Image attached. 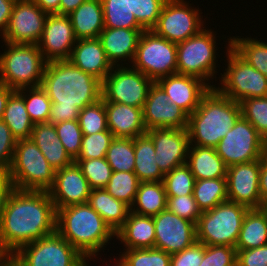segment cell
<instances>
[{"mask_svg": "<svg viewBox=\"0 0 267 266\" xmlns=\"http://www.w3.org/2000/svg\"><path fill=\"white\" fill-rule=\"evenodd\" d=\"M57 211L46 191L13 189L0 221V257L56 232Z\"/></svg>", "mask_w": 267, "mask_h": 266, "instance_id": "cell-1", "label": "cell"}, {"mask_svg": "<svg viewBox=\"0 0 267 266\" xmlns=\"http://www.w3.org/2000/svg\"><path fill=\"white\" fill-rule=\"evenodd\" d=\"M41 87L52 101L48 123L77 120L80 110L102 98V82L69 60L47 62Z\"/></svg>", "mask_w": 267, "mask_h": 266, "instance_id": "cell-2", "label": "cell"}, {"mask_svg": "<svg viewBox=\"0 0 267 266\" xmlns=\"http://www.w3.org/2000/svg\"><path fill=\"white\" fill-rule=\"evenodd\" d=\"M241 116L240 103L211 88L189 115L190 145L215 148Z\"/></svg>", "mask_w": 267, "mask_h": 266, "instance_id": "cell-3", "label": "cell"}, {"mask_svg": "<svg viewBox=\"0 0 267 266\" xmlns=\"http://www.w3.org/2000/svg\"><path fill=\"white\" fill-rule=\"evenodd\" d=\"M56 231L83 256L99 253L116 236L88 203L58 209Z\"/></svg>", "mask_w": 267, "mask_h": 266, "instance_id": "cell-4", "label": "cell"}, {"mask_svg": "<svg viewBox=\"0 0 267 266\" xmlns=\"http://www.w3.org/2000/svg\"><path fill=\"white\" fill-rule=\"evenodd\" d=\"M4 44L8 50L0 54V83L14 90L40 87L47 62L38 45Z\"/></svg>", "mask_w": 267, "mask_h": 266, "instance_id": "cell-5", "label": "cell"}, {"mask_svg": "<svg viewBox=\"0 0 267 266\" xmlns=\"http://www.w3.org/2000/svg\"><path fill=\"white\" fill-rule=\"evenodd\" d=\"M7 175L14 189L48 192L54 184L55 170L35 142L28 138L16 141Z\"/></svg>", "mask_w": 267, "mask_h": 266, "instance_id": "cell-6", "label": "cell"}, {"mask_svg": "<svg viewBox=\"0 0 267 266\" xmlns=\"http://www.w3.org/2000/svg\"><path fill=\"white\" fill-rule=\"evenodd\" d=\"M248 207L229 200L203 211L196 224L197 242L235 247Z\"/></svg>", "mask_w": 267, "mask_h": 266, "instance_id": "cell-7", "label": "cell"}, {"mask_svg": "<svg viewBox=\"0 0 267 266\" xmlns=\"http://www.w3.org/2000/svg\"><path fill=\"white\" fill-rule=\"evenodd\" d=\"M8 260L13 266H83V255L57 231L21 247Z\"/></svg>", "mask_w": 267, "mask_h": 266, "instance_id": "cell-8", "label": "cell"}, {"mask_svg": "<svg viewBox=\"0 0 267 266\" xmlns=\"http://www.w3.org/2000/svg\"><path fill=\"white\" fill-rule=\"evenodd\" d=\"M228 40L227 69L221 77V87L215 88L238 103L248 98L267 96V77L242 59L231 48V38Z\"/></svg>", "mask_w": 267, "mask_h": 266, "instance_id": "cell-9", "label": "cell"}, {"mask_svg": "<svg viewBox=\"0 0 267 266\" xmlns=\"http://www.w3.org/2000/svg\"><path fill=\"white\" fill-rule=\"evenodd\" d=\"M212 29L177 43V74L190 75L208 82L217 73L216 37ZM217 61V62H216Z\"/></svg>", "mask_w": 267, "mask_h": 266, "instance_id": "cell-10", "label": "cell"}, {"mask_svg": "<svg viewBox=\"0 0 267 266\" xmlns=\"http://www.w3.org/2000/svg\"><path fill=\"white\" fill-rule=\"evenodd\" d=\"M177 44L158 36L153 30H144L132 62L133 68L153 82L177 74Z\"/></svg>", "mask_w": 267, "mask_h": 266, "instance_id": "cell-11", "label": "cell"}, {"mask_svg": "<svg viewBox=\"0 0 267 266\" xmlns=\"http://www.w3.org/2000/svg\"><path fill=\"white\" fill-rule=\"evenodd\" d=\"M227 167L259 160L267 152V141L242 115L215 147Z\"/></svg>", "mask_w": 267, "mask_h": 266, "instance_id": "cell-12", "label": "cell"}, {"mask_svg": "<svg viewBox=\"0 0 267 266\" xmlns=\"http://www.w3.org/2000/svg\"><path fill=\"white\" fill-rule=\"evenodd\" d=\"M130 67L128 63H122L112 68L102 81V99L143 108L150 86L154 82L142 72Z\"/></svg>", "mask_w": 267, "mask_h": 266, "instance_id": "cell-13", "label": "cell"}, {"mask_svg": "<svg viewBox=\"0 0 267 266\" xmlns=\"http://www.w3.org/2000/svg\"><path fill=\"white\" fill-rule=\"evenodd\" d=\"M184 0H167L161 10L157 25L152 29L173 43L185 41L198 34L204 27L199 8L195 9ZM193 8V9H192Z\"/></svg>", "mask_w": 267, "mask_h": 266, "instance_id": "cell-14", "label": "cell"}, {"mask_svg": "<svg viewBox=\"0 0 267 266\" xmlns=\"http://www.w3.org/2000/svg\"><path fill=\"white\" fill-rule=\"evenodd\" d=\"M48 15L33 0H16L3 41L12 44H38Z\"/></svg>", "mask_w": 267, "mask_h": 266, "instance_id": "cell-15", "label": "cell"}, {"mask_svg": "<svg viewBox=\"0 0 267 266\" xmlns=\"http://www.w3.org/2000/svg\"><path fill=\"white\" fill-rule=\"evenodd\" d=\"M153 221L156 249L174 254L197 242L196 223L180 218L167 209L153 216Z\"/></svg>", "mask_w": 267, "mask_h": 266, "instance_id": "cell-16", "label": "cell"}, {"mask_svg": "<svg viewBox=\"0 0 267 266\" xmlns=\"http://www.w3.org/2000/svg\"><path fill=\"white\" fill-rule=\"evenodd\" d=\"M142 114L147 131L154 128L188 127L189 115L177 104H172L169 96L156 82L150 86Z\"/></svg>", "mask_w": 267, "mask_h": 266, "instance_id": "cell-17", "label": "cell"}, {"mask_svg": "<svg viewBox=\"0 0 267 266\" xmlns=\"http://www.w3.org/2000/svg\"><path fill=\"white\" fill-rule=\"evenodd\" d=\"M146 133L154 142L156 163L164 175L187 163L190 147L187 128H154Z\"/></svg>", "mask_w": 267, "mask_h": 266, "instance_id": "cell-18", "label": "cell"}, {"mask_svg": "<svg viewBox=\"0 0 267 266\" xmlns=\"http://www.w3.org/2000/svg\"><path fill=\"white\" fill-rule=\"evenodd\" d=\"M260 169L261 159L228 167L226 175L228 200L249 209H260Z\"/></svg>", "mask_w": 267, "mask_h": 266, "instance_id": "cell-19", "label": "cell"}, {"mask_svg": "<svg viewBox=\"0 0 267 266\" xmlns=\"http://www.w3.org/2000/svg\"><path fill=\"white\" fill-rule=\"evenodd\" d=\"M68 15L49 14L38 47L46 62L69 60L76 43Z\"/></svg>", "mask_w": 267, "mask_h": 266, "instance_id": "cell-20", "label": "cell"}, {"mask_svg": "<svg viewBox=\"0 0 267 266\" xmlns=\"http://www.w3.org/2000/svg\"><path fill=\"white\" fill-rule=\"evenodd\" d=\"M91 190L81 168L73 162L55 171L54 184L48 193L57 211L67 206L87 203Z\"/></svg>", "mask_w": 267, "mask_h": 266, "instance_id": "cell-21", "label": "cell"}, {"mask_svg": "<svg viewBox=\"0 0 267 266\" xmlns=\"http://www.w3.org/2000/svg\"><path fill=\"white\" fill-rule=\"evenodd\" d=\"M156 83L169 96L172 104H177L188 115L199 106L202 97L215 85L190 75L173 74L163 77Z\"/></svg>", "mask_w": 267, "mask_h": 266, "instance_id": "cell-22", "label": "cell"}, {"mask_svg": "<svg viewBox=\"0 0 267 266\" xmlns=\"http://www.w3.org/2000/svg\"><path fill=\"white\" fill-rule=\"evenodd\" d=\"M69 61L101 82L114 67L108 60L99 38L78 39Z\"/></svg>", "mask_w": 267, "mask_h": 266, "instance_id": "cell-23", "label": "cell"}, {"mask_svg": "<svg viewBox=\"0 0 267 266\" xmlns=\"http://www.w3.org/2000/svg\"><path fill=\"white\" fill-rule=\"evenodd\" d=\"M143 31L144 29L128 28H104L101 31L99 39L113 66H119V63L126 62V59L131 66Z\"/></svg>", "mask_w": 267, "mask_h": 266, "instance_id": "cell-24", "label": "cell"}, {"mask_svg": "<svg viewBox=\"0 0 267 266\" xmlns=\"http://www.w3.org/2000/svg\"><path fill=\"white\" fill-rule=\"evenodd\" d=\"M108 130L114 138L134 139L147 132L144 126L142 108L117 102L104 101Z\"/></svg>", "mask_w": 267, "mask_h": 266, "instance_id": "cell-25", "label": "cell"}, {"mask_svg": "<svg viewBox=\"0 0 267 266\" xmlns=\"http://www.w3.org/2000/svg\"><path fill=\"white\" fill-rule=\"evenodd\" d=\"M30 139L35 142L55 171L63 169L74 162L59 140L55 125L50 123H35Z\"/></svg>", "mask_w": 267, "mask_h": 266, "instance_id": "cell-26", "label": "cell"}, {"mask_svg": "<svg viewBox=\"0 0 267 266\" xmlns=\"http://www.w3.org/2000/svg\"><path fill=\"white\" fill-rule=\"evenodd\" d=\"M115 237L125 244V249L154 248L153 217L138 215L130 211L124 225L116 232Z\"/></svg>", "mask_w": 267, "mask_h": 266, "instance_id": "cell-27", "label": "cell"}, {"mask_svg": "<svg viewBox=\"0 0 267 266\" xmlns=\"http://www.w3.org/2000/svg\"><path fill=\"white\" fill-rule=\"evenodd\" d=\"M68 17L70 18L75 38H99L104 29V15L101 0H86Z\"/></svg>", "mask_w": 267, "mask_h": 266, "instance_id": "cell-28", "label": "cell"}, {"mask_svg": "<svg viewBox=\"0 0 267 266\" xmlns=\"http://www.w3.org/2000/svg\"><path fill=\"white\" fill-rule=\"evenodd\" d=\"M195 180L226 178L227 165L213 147L190 145L187 163Z\"/></svg>", "mask_w": 267, "mask_h": 266, "instance_id": "cell-29", "label": "cell"}, {"mask_svg": "<svg viewBox=\"0 0 267 266\" xmlns=\"http://www.w3.org/2000/svg\"><path fill=\"white\" fill-rule=\"evenodd\" d=\"M116 233L126 221L130 206L115 199L104 188L92 189L87 202Z\"/></svg>", "mask_w": 267, "mask_h": 266, "instance_id": "cell-30", "label": "cell"}, {"mask_svg": "<svg viewBox=\"0 0 267 266\" xmlns=\"http://www.w3.org/2000/svg\"><path fill=\"white\" fill-rule=\"evenodd\" d=\"M134 153V173L140 182L163 181L164 174L155 159L154 142L147 133L134 138Z\"/></svg>", "mask_w": 267, "mask_h": 266, "instance_id": "cell-31", "label": "cell"}, {"mask_svg": "<svg viewBox=\"0 0 267 266\" xmlns=\"http://www.w3.org/2000/svg\"><path fill=\"white\" fill-rule=\"evenodd\" d=\"M167 195L163 181L140 182L130 211L143 216H156L166 210Z\"/></svg>", "mask_w": 267, "mask_h": 266, "instance_id": "cell-32", "label": "cell"}, {"mask_svg": "<svg viewBox=\"0 0 267 266\" xmlns=\"http://www.w3.org/2000/svg\"><path fill=\"white\" fill-rule=\"evenodd\" d=\"M267 244V215L260 209H249L244 216L236 250L253 249Z\"/></svg>", "mask_w": 267, "mask_h": 266, "instance_id": "cell-33", "label": "cell"}, {"mask_svg": "<svg viewBox=\"0 0 267 266\" xmlns=\"http://www.w3.org/2000/svg\"><path fill=\"white\" fill-rule=\"evenodd\" d=\"M1 120L7 124L16 140L31 137L34 123L28 115L23 97L16 90L8 98Z\"/></svg>", "mask_w": 267, "mask_h": 266, "instance_id": "cell-34", "label": "cell"}, {"mask_svg": "<svg viewBox=\"0 0 267 266\" xmlns=\"http://www.w3.org/2000/svg\"><path fill=\"white\" fill-rule=\"evenodd\" d=\"M193 196L201 211L228 200L226 178L195 180Z\"/></svg>", "mask_w": 267, "mask_h": 266, "instance_id": "cell-35", "label": "cell"}, {"mask_svg": "<svg viewBox=\"0 0 267 266\" xmlns=\"http://www.w3.org/2000/svg\"><path fill=\"white\" fill-rule=\"evenodd\" d=\"M231 37V48L247 63L267 77V43L255 38Z\"/></svg>", "mask_w": 267, "mask_h": 266, "instance_id": "cell-36", "label": "cell"}, {"mask_svg": "<svg viewBox=\"0 0 267 266\" xmlns=\"http://www.w3.org/2000/svg\"><path fill=\"white\" fill-rule=\"evenodd\" d=\"M104 28L143 29L129 10L128 0H101Z\"/></svg>", "mask_w": 267, "mask_h": 266, "instance_id": "cell-37", "label": "cell"}, {"mask_svg": "<svg viewBox=\"0 0 267 266\" xmlns=\"http://www.w3.org/2000/svg\"><path fill=\"white\" fill-rule=\"evenodd\" d=\"M105 159L112 171L134 172V139L114 138L106 152Z\"/></svg>", "mask_w": 267, "mask_h": 266, "instance_id": "cell-38", "label": "cell"}, {"mask_svg": "<svg viewBox=\"0 0 267 266\" xmlns=\"http://www.w3.org/2000/svg\"><path fill=\"white\" fill-rule=\"evenodd\" d=\"M16 91L23 97L32 122L34 124L48 123L52 101L49 99L47 92L41 86L21 88Z\"/></svg>", "mask_w": 267, "mask_h": 266, "instance_id": "cell-39", "label": "cell"}, {"mask_svg": "<svg viewBox=\"0 0 267 266\" xmlns=\"http://www.w3.org/2000/svg\"><path fill=\"white\" fill-rule=\"evenodd\" d=\"M139 185L140 180L134 172L113 171L104 189L115 199L124 201L131 207Z\"/></svg>", "mask_w": 267, "mask_h": 266, "instance_id": "cell-40", "label": "cell"}, {"mask_svg": "<svg viewBox=\"0 0 267 266\" xmlns=\"http://www.w3.org/2000/svg\"><path fill=\"white\" fill-rule=\"evenodd\" d=\"M167 196L193 195L195 178L187 164L175 167L164 175Z\"/></svg>", "mask_w": 267, "mask_h": 266, "instance_id": "cell-41", "label": "cell"}, {"mask_svg": "<svg viewBox=\"0 0 267 266\" xmlns=\"http://www.w3.org/2000/svg\"><path fill=\"white\" fill-rule=\"evenodd\" d=\"M78 121L83 135H91L108 130L104 100L101 98L97 102L81 109Z\"/></svg>", "mask_w": 267, "mask_h": 266, "instance_id": "cell-42", "label": "cell"}, {"mask_svg": "<svg viewBox=\"0 0 267 266\" xmlns=\"http://www.w3.org/2000/svg\"><path fill=\"white\" fill-rule=\"evenodd\" d=\"M91 189L105 188L112 174V168L105 158L75 160Z\"/></svg>", "mask_w": 267, "mask_h": 266, "instance_id": "cell-43", "label": "cell"}, {"mask_svg": "<svg viewBox=\"0 0 267 266\" xmlns=\"http://www.w3.org/2000/svg\"><path fill=\"white\" fill-rule=\"evenodd\" d=\"M167 0H128L129 10L144 30H152Z\"/></svg>", "mask_w": 267, "mask_h": 266, "instance_id": "cell-44", "label": "cell"}, {"mask_svg": "<svg viewBox=\"0 0 267 266\" xmlns=\"http://www.w3.org/2000/svg\"><path fill=\"white\" fill-rule=\"evenodd\" d=\"M241 115L267 141V96L248 98L240 102Z\"/></svg>", "mask_w": 267, "mask_h": 266, "instance_id": "cell-45", "label": "cell"}, {"mask_svg": "<svg viewBox=\"0 0 267 266\" xmlns=\"http://www.w3.org/2000/svg\"><path fill=\"white\" fill-rule=\"evenodd\" d=\"M128 266H170L171 254L156 248L123 249Z\"/></svg>", "mask_w": 267, "mask_h": 266, "instance_id": "cell-46", "label": "cell"}, {"mask_svg": "<svg viewBox=\"0 0 267 266\" xmlns=\"http://www.w3.org/2000/svg\"><path fill=\"white\" fill-rule=\"evenodd\" d=\"M114 135L109 131L83 135L80 154L76 160L105 158Z\"/></svg>", "mask_w": 267, "mask_h": 266, "instance_id": "cell-47", "label": "cell"}, {"mask_svg": "<svg viewBox=\"0 0 267 266\" xmlns=\"http://www.w3.org/2000/svg\"><path fill=\"white\" fill-rule=\"evenodd\" d=\"M55 128L65 151L75 161L80 154L83 137L78 119L55 124Z\"/></svg>", "mask_w": 267, "mask_h": 266, "instance_id": "cell-48", "label": "cell"}, {"mask_svg": "<svg viewBox=\"0 0 267 266\" xmlns=\"http://www.w3.org/2000/svg\"><path fill=\"white\" fill-rule=\"evenodd\" d=\"M166 209L180 218L196 223L202 215L193 195L167 196Z\"/></svg>", "mask_w": 267, "mask_h": 266, "instance_id": "cell-49", "label": "cell"}, {"mask_svg": "<svg viewBox=\"0 0 267 266\" xmlns=\"http://www.w3.org/2000/svg\"><path fill=\"white\" fill-rule=\"evenodd\" d=\"M237 250L227 245H205L199 266H236Z\"/></svg>", "mask_w": 267, "mask_h": 266, "instance_id": "cell-50", "label": "cell"}, {"mask_svg": "<svg viewBox=\"0 0 267 266\" xmlns=\"http://www.w3.org/2000/svg\"><path fill=\"white\" fill-rule=\"evenodd\" d=\"M16 141L7 124L0 120V172L2 173H7L10 169Z\"/></svg>", "mask_w": 267, "mask_h": 266, "instance_id": "cell-51", "label": "cell"}, {"mask_svg": "<svg viewBox=\"0 0 267 266\" xmlns=\"http://www.w3.org/2000/svg\"><path fill=\"white\" fill-rule=\"evenodd\" d=\"M205 244L196 242L191 247L171 254L170 266H199L203 260Z\"/></svg>", "mask_w": 267, "mask_h": 266, "instance_id": "cell-52", "label": "cell"}, {"mask_svg": "<svg viewBox=\"0 0 267 266\" xmlns=\"http://www.w3.org/2000/svg\"><path fill=\"white\" fill-rule=\"evenodd\" d=\"M236 266H267V244L246 250H237Z\"/></svg>", "mask_w": 267, "mask_h": 266, "instance_id": "cell-53", "label": "cell"}, {"mask_svg": "<svg viewBox=\"0 0 267 266\" xmlns=\"http://www.w3.org/2000/svg\"><path fill=\"white\" fill-rule=\"evenodd\" d=\"M13 189V183L9 179L7 173L0 172V221L7 199Z\"/></svg>", "mask_w": 267, "mask_h": 266, "instance_id": "cell-54", "label": "cell"}, {"mask_svg": "<svg viewBox=\"0 0 267 266\" xmlns=\"http://www.w3.org/2000/svg\"><path fill=\"white\" fill-rule=\"evenodd\" d=\"M259 193L261 207L267 204V152L261 158V169L259 174Z\"/></svg>", "mask_w": 267, "mask_h": 266, "instance_id": "cell-55", "label": "cell"}, {"mask_svg": "<svg viewBox=\"0 0 267 266\" xmlns=\"http://www.w3.org/2000/svg\"><path fill=\"white\" fill-rule=\"evenodd\" d=\"M16 0H0V36L4 35Z\"/></svg>", "mask_w": 267, "mask_h": 266, "instance_id": "cell-56", "label": "cell"}, {"mask_svg": "<svg viewBox=\"0 0 267 266\" xmlns=\"http://www.w3.org/2000/svg\"><path fill=\"white\" fill-rule=\"evenodd\" d=\"M37 6L48 14H59V4L61 0H33Z\"/></svg>", "mask_w": 267, "mask_h": 266, "instance_id": "cell-57", "label": "cell"}, {"mask_svg": "<svg viewBox=\"0 0 267 266\" xmlns=\"http://www.w3.org/2000/svg\"><path fill=\"white\" fill-rule=\"evenodd\" d=\"M84 1L86 0H61L59 4V14L69 15Z\"/></svg>", "mask_w": 267, "mask_h": 266, "instance_id": "cell-58", "label": "cell"}, {"mask_svg": "<svg viewBox=\"0 0 267 266\" xmlns=\"http://www.w3.org/2000/svg\"><path fill=\"white\" fill-rule=\"evenodd\" d=\"M14 91V89L9 88L5 84L0 83V120L3 117L8 98Z\"/></svg>", "mask_w": 267, "mask_h": 266, "instance_id": "cell-59", "label": "cell"}, {"mask_svg": "<svg viewBox=\"0 0 267 266\" xmlns=\"http://www.w3.org/2000/svg\"><path fill=\"white\" fill-rule=\"evenodd\" d=\"M98 255V253H95V254H87V255H84L83 256V266H90L88 263L89 259H94V257L96 258V256ZM119 259L118 260H115L117 261L116 264H114V266H128V263L126 261V259L123 257V255H119ZM87 258V259H86ZM88 260V261H86Z\"/></svg>", "mask_w": 267, "mask_h": 266, "instance_id": "cell-60", "label": "cell"}, {"mask_svg": "<svg viewBox=\"0 0 267 266\" xmlns=\"http://www.w3.org/2000/svg\"><path fill=\"white\" fill-rule=\"evenodd\" d=\"M0 266H13L12 263L9 261V260H5L3 259L1 262H0Z\"/></svg>", "mask_w": 267, "mask_h": 266, "instance_id": "cell-61", "label": "cell"}, {"mask_svg": "<svg viewBox=\"0 0 267 266\" xmlns=\"http://www.w3.org/2000/svg\"><path fill=\"white\" fill-rule=\"evenodd\" d=\"M261 209L265 212V214L267 215V204L266 205H263L261 207Z\"/></svg>", "mask_w": 267, "mask_h": 266, "instance_id": "cell-62", "label": "cell"}]
</instances>
